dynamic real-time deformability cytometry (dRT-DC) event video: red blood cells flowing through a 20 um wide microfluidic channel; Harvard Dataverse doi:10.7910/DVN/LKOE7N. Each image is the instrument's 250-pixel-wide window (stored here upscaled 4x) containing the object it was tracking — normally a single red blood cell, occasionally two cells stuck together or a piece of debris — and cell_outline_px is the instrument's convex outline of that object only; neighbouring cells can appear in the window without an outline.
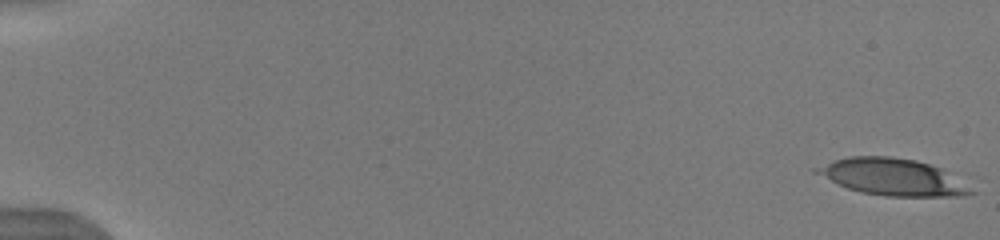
{"species": "human", "species_latin": "Homo sapiens", "temperature_condition": "warm", "stored_images_in_passage": 35, "camera_frame_rate_fps": 3000, "um_per_image_px": 0.085, "donor": {"sex": "male"}, "frame": {"image": 1, "passage_image": 1, "time_ms": 0.0, "image_size_px": [1000, 240], "cell_outline_px": [[976, 192], [956, 196], [888, 196], [860, 192], [848, 188], [812, 172], [812, 168], [848, 156], [892, 156], [916, 160], [940, 168]], "centroid_in_image_um": [75.79, 15.03], "position_along_channel_um": 9.2, "area_um2": 32.48}}
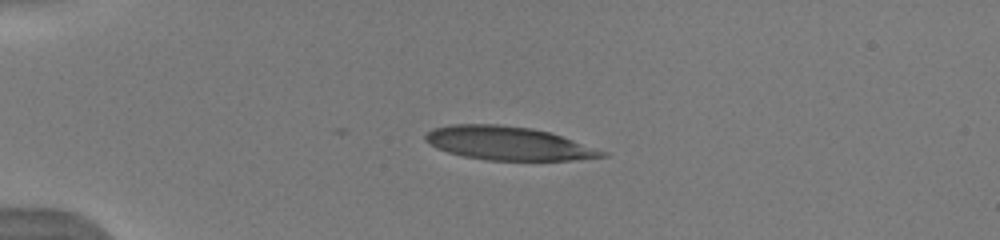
{"frame": {"image": 2, "passage_image": 10, "time_ms": 4.333, "image_size_px": [1000, 240], "cell_outline_px": [[608, 156], [572, 160], [488, 160], [464, 156], [448, 152], [436, 148], [424, 140], [424, 136], [432, 128], [452, 124], [496, 124], [532, 128], [548, 132], [608, 152]], "centroid_in_image_um": [43.16, 12.18], "position_along_channel_um": 41.8, "area_um2": 34.28}}
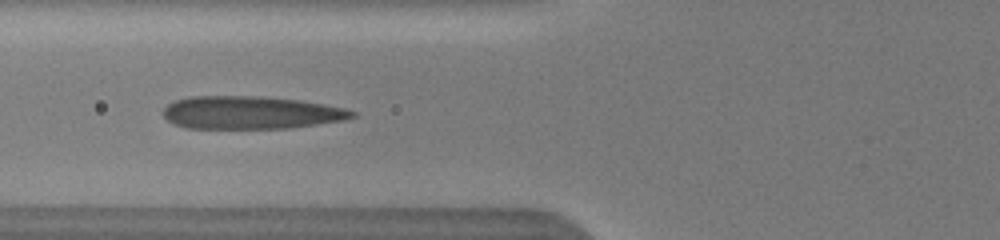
{"frame": {"image": 3, "passage_image": 15, "time_ms": 7.0, "image_size_px": [1000, 240], "cell_outline_px": [[356, 116], [344, 120], [288, 128], [184, 128], [168, 120], [164, 116], [164, 108], [168, 104], [176, 100], [192, 96], [256, 96], [300, 100], [344, 108], [356, 112]], "centroid_in_image_um": [21.31, 9.57], "position_along_channel_um": 104.5, "area_um2": 35.89}, "authors_computed_cell_mechanics": {"area_um2": 35.4314, "velocity_mm_per_s": 3.9902, "shape_relaxation_time_tau1_ms": 5.4883, "shape_relaxation_time_tau2_ms": 0.8286, "deformation_change_tau1": 0.2208, "deformation_change_tau2": 0.0986}}